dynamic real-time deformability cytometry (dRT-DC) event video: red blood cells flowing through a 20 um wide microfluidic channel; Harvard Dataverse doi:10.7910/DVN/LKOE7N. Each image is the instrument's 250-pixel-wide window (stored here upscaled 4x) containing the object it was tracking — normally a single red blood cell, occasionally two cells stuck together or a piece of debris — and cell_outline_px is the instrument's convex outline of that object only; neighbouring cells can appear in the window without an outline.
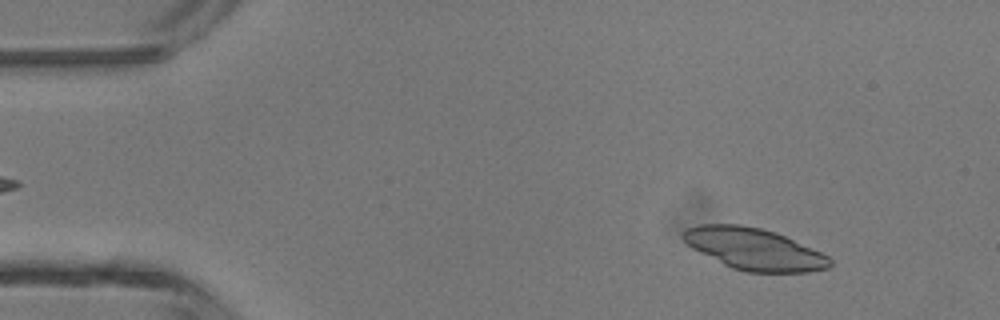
{"species": "common noctule bat (a hibernating species)", "species_latin": "Nyctalus noctula", "temperature_condition": "room temperature", "stored_images_in_passage": 46, "segment_of_instrument_passage": [1, 2], "camera_frame_rate_fps": 3000, "um_per_image_px": 0.085, "animal": {"sex": "male", "body_mass_g": 13.3}, "frame": {"image": 1, "passage_image": 5, "time_ms": 1.333, "image_size_px": [1000, 320], "cell_outline_px": [[832, 264], [828, 268], [808, 272], [744, 272], [732, 268], [692, 248], [680, 236], [688, 228], [700, 224], [740, 224], [760, 228], [784, 236], [820, 252], [828, 256], [832, 260]], "centroid_in_image_um": [64.09, 21.17], "position_along_channel_um": 20.9, "area_um2": 35.2}}